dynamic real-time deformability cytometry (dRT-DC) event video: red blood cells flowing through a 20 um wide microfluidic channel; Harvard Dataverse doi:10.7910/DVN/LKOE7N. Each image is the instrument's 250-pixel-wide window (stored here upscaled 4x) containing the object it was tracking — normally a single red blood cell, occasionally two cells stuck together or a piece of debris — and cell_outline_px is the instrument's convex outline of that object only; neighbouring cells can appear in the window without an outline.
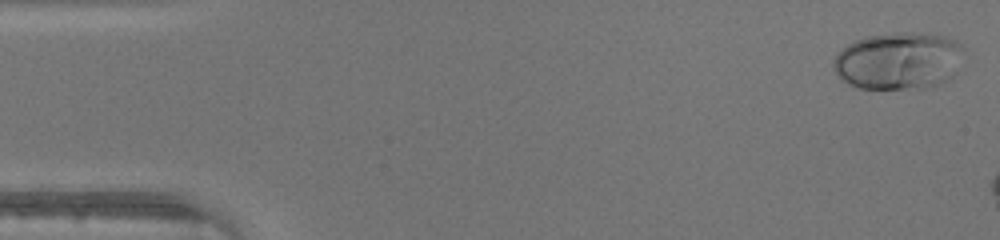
{"species": "human", "species_latin": "Homo sapiens", "temperature_condition": "warm", "stored_images_in_passage": 9, "camera_frame_rate_fps": 3000, "um_per_image_px": 0.085, "donor": {"sex": "male"}, "frame": {"image": 1, "passage_image": 1, "time_ms": 0.0, "image_size_px": [1000, 240], "cell_outline_px": [[964, 48], [956, 72], [948, 80], [936, 84], [920, 88], [856, 88], [840, 80], [832, 68], [832, 60], [848, 44], [864, 36], [896, 32], [908, 32], [940, 36], [956, 40], [964, 44]], "centroid_in_image_um": [76.34, 5.17], "position_along_channel_um": 8.7, "area_um2": 43.64}}